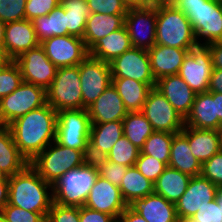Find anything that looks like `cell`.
<instances>
[{
    "instance_id": "obj_1",
    "label": "cell",
    "mask_w": 222,
    "mask_h": 222,
    "mask_svg": "<svg viewBox=\"0 0 222 222\" xmlns=\"http://www.w3.org/2000/svg\"><path fill=\"white\" fill-rule=\"evenodd\" d=\"M56 126L57 112L47 103L8 125L19 152L28 162L55 141Z\"/></svg>"
},
{
    "instance_id": "obj_2",
    "label": "cell",
    "mask_w": 222,
    "mask_h": 222,
    "mask_svg": "<svg viewBox=\"0 0 222 222\" xmlns=\"http://www.w3.org/2000/svg\"><path fill=\"white\" fill-rule=\"evenodd\" d=\"M8 204L41 213L45 218L53 204V185L28 164L8 179Z\"/></svg>"
},
{
    "instance_id": "obj_3",
    "label": "cell",
    "mask_w": 222,
    "mask_h": 222,
    "mask_svg": "<svg viewBox=\"0 0 222 222\" xmlns=\"http://www.w3.org/2000/svg\"><path fill=\"white\" fill-rule=\"evenodd\" d=\"M169 3L187 16L198 44L222 41V3L215 0H171Z\"/></svg>"
},
{
    "instance_id": "obj_4",
    "label": "cell",
    "mask_w": 222,
    "mask_h": 222,
    "mask_svg": "<svg viewBox=\"0 0 222 222\" xmlns=\"http://www.w3.org/2000/svg\"><path fill=\"white\" fill-rule=\"evenodd\" d=\"M156 20L155 44L181 49L198 44L187 16L170 3L156 2Z\"/></svg>"
},
{
    "instance_id": "obj_5",
    "label": "cell",
    "mask_w": 222,
    "mask_h": 222,
    "mask_svg": "<svg viewBox=\"0 0 222 222\" xmlns=\"http://www.w3.org/2000/svg\"><path fill=\"white\" fill-rule=\"evenodd\" d=\"M98 177L94 161L67 171L53 184V202L62 206H84Z\"/></svg>"
},
{
    "instance_id": "obj_6",
    "label": "cell",
    "mask_w": 222,
    "mask_h": 222,
    "mask_svg": "<svg viewBox=\"0 0 222 222\" xmlns=\"http://www.w3.org/2000/svg\"><path fill=\"white\" fill-rule=\"evenodd\" d=\"M87 161L88 156L83 151L53 141L29 164L46 182L53 185L67 171L82 166Z\"/></svg>"
},
{
    "instance_id": "obj_7",
    "label": "cell",
    "mask_w": 222,
    "mask_h": 222,
    "mask_svg": "<svg viewBox=\"0 0 222 222\" xmlns=\"http://www.w3.org/2000/svg\"><path fill=\"white\" fill-rule=\"evenodd\" d=\"M47 104L56 112L82 109V90L79 65L60 67L50 87L46 90Z\"/></svg>"
},
{
    "instance_id": "obj_8",
    "label": "cell",
    "mask_w": 222,
    "mask_h": 222,
    "mask_svg": "<svg viewBox=\"0 0 222 222\" xmlns=\"http://www.w3.org/2000/svg\"><path fill=\"white\" fill-rule=\"evenodd\" d=\"M90 127L87 109L58 111L55 141L60 145L81 150L88 156Z\"/></svg>"
},
{
    "instance_id": "obj_9",
    "label": "cell",
    "mask_w": 222,
    "mask_h": 222,
    "mask_svg": "<svg viewBox=\"0 0 222 222\" xmlns=\"http://www.w3.org/2000/svg\"><path fill=\"white\" fill-rule=\"evenodd\" d=\"M46 103L44 88L23 81L11 94L0 99V125L8 126L15 119Z\"/></svg>"
},
{
    "instance_id": "obj_10",
    "label": "cell",
    "mask_w": 222,
    "mask_h": 222,
    "mask_svg": "<svg viewBox=\"0 0 222 222\" xmlns=\"http://www.w3.org/2000/svg\"><path fill=\"white\" fill-rule=\"evenodd\" d=\"M156 22V2L128 7L124 26L133 47L149 50L155 45Z\"/></svg>"
},
{
    "instance_id": "obj_11",
    "label": "cell",
    "mask_w": 222,
    "mask_h": 222,
    "mask_svg": "<svg viewBox=\"0 0 222 222\" xmlns=\"http://www.w3.org/2000/svg\"><path fill=\"white\" fill-rule=\"evenodd\" d=\"M213 69L209 45L196 44L184 58L178 75L195 92H208Z\"/></svg>"
},
{
    "instance_id": "obj_12",
    "label": "cell",
    "mask_w": 222,
    "mask_h": 222,
    "mask_svg": "<svg viewBox=\"0 0 222 222\" xmlns=\"http://www.w3.org/2000/svg\"><path fill=\"white\" fill-rule=\"evenodd\" d=\"M82 109H87L112 84L110 64L87 56L79 64Z\"/></svg>"
},
{
    "instance_id": "obj_13",
    "label": "cell",
    "mask_w": 222,
    "mask_h": 222,
    "mask_svg": "<svg viewBox=\"0 0 222 222\" xmlns=\"http://www.w3.org/2000/svg\"><path fill=\"white\" fill-rule=\"evenodd\" d=\"M141 112L154 131L180 133L185 127V119L155 87L150 90Z\"/></svg>"
},
{
    "instance_id": "obj_14",
    "label": "cell",
    "mask_w": 222,
    "mask_h": 222,
    "mask_svg": "<svg viewBox=\"0 0 222 222\" xmlns=\"http://www.w3.org/2000/svg\"><path fill=\"white\" fill-rule=\"evenodd\" d=\"M14 62L18 65L24 82L32 83L45 90L50 87L58 70L46 56L41 45L22 53Z\"/></svg>"
},
{
    "instance_id": "obj_15",
    "label": "cell",
    "mask_w": 222,
    "mask_h": 222,
    "mask_svg": "<svg viewBox=\"0 0 222 222\" xmlns=\"http://www.w3.org/2000/svg\"><path fill=\"white\" fill-rule=\"evenodd\" d=\"M40 45L57 68L77 66L89 56L84 40L73 35L54 36L42 41Z\"/></svg>"
},
{
    "instance_id": "obj_16",
    "label": "cell",
    "mask_w": 222,
    "mask_h": 222,
    "mask_svg": "<svg viewBox=\"0 0 222 222\" xmlns=\"http://www.w3.org/2000/svg\"><path fill=\"white\" fill-rule=\"evenodd\" d=\"M109 64L112 78H130L147 85H156L148 50L132 47Z\"/></svg>"
},
{
    "instance_id": "obj_17",
    "label": "cell",
    "mask_w": 222,
    "mask_h": 222,
    "mask_svg": "<svg viewBox=\"0 0 222 222\" xmlns=\"http://www.w3.org/2000/svg\"><path fill=\"white\" fill-rule=\"evenodd\" d=\"M217 190L215 184L201 175L191 177L186 191L175 203L179 221L189 220L198 209L216 199Z\"/></svg>"
},
{
    "instance_id": "obj_18",
    "label": "cell",
    "mask_w": 222,
    "mask_h": 222,
    "mask_svg": "<svg viewBox=\"0 0 222 222\" xmlns=\"http://www.w3.org/2000/svg\"><path fill=\"white\" fill-rule=\"evenodd\" d=\"M84 206L114 216L116 219L128 207L122 198L119 186L113 185L99 175Z\"/></svg>"
},
{
    "instance_id": "obj_19",
    "label": "cell",
    "mask_w": 222,
    "mask_h": 222,
    "mask_svg": "<svg viewBox=\"0 0 222 222\" xmlns=\"http://www.w3.org/2000/svg\"><path fill=\"white\" fill-rule=\"evenodd\" d=\"M39 45L32 21L22 19L6 24L4 50L11 60Z\"/></svg>"
},
{
    "instance_id": "obj_20",
    "label": "cell",
    "mask_w": 222,
    "mask_h": 222,
    "mask_svg": "<svg viewBox=\"0 0 222 222\" xmlns=\"http://www.w3.org/2000/svg\"><path fill=\"white\" fill-rule=\"evenodd\" d=\"M155 88L169 101L185 119L190 113L196 93L178 75H169L156 81Z\"/></svg>"
},
{
    "instance_id": "obj_21",
    "label": "cell",
    "mask_w": 222,
    "mask_h": 222,
    "mask_svg": "<svg viewBox=\"0 0 222 222\" xmlns=\"http://www.w3.org/2000/svg\"><path fill=\"white\" fill-rule=\"evenodd\" d=\"M87 111L91 124L122 121L128 113L113 84L104 90L95 102L87 108Z\"/></svg>"
},
{
    "instance_id": "obj_22",
    "label": "cell",
    "mask_w": 222,
    "mask_h": 222,
    "mask_svg": "<svg viewBox=\"0 0 222 222\" xmlns=\"http://www.w3.org/2000/svg\"><path fill=\"white\" fill-rule=\"evenodd\" d=\"M123 133L122 121L91 124L89 135L88 160L105 157Z\"/></svg>"
},
{
    "instance_id": "obj_23",
    "label": "cell",
    "mask_w": 222,
    "mask_h": 222,
    "mask_svg": "<svg viewBox=\"0 0 222 222\" xmlns=\"http://www.w3.org/2000/svg\"><path fill=\"white\" fill-rule=\"evenodd\" d=\"M128 207L148 222H179L175 204L156 193L135 199Z\"/></svg>"
},
{
    "instance_id": "obj_24",
    "label": "cell",
    "mask_w": 222,
    "mask_h": 222,
    "mask_svg": "<svg viewBox=\"0 0 222 222\" xmlns=\"http://www.w3.org/2000/svg\"><path fill=\"white\" fill-rule=\"evenodd\" d=\"M190 49H181L155 44L148 50L150 66L155 80L179 73L184 58Z\"/></svg>"
},
{
    "instance_id": "obj_25",
    "label": "cell",
    "mask_w": 222,
    "mask_h": 222,
    "mask_svg": "<svg viewBox=\"0 0 222 222\" xmlns=\"http://www.w3.org/2000/svg\"><path fill=\"white\" fill-rule=\"evenodd\" d=\"M220 124L216 117L213 92L196 93L190 113L185 118V126L217 130Z\"/></svg>"
},
{
    "instance_id": "obj_26",
    "label": "cell",
    "mask_w": 222,
    "mask_h": 222,
    "mask_svg": "<svg viewBox=\"0 0 222 222\" xmlns=\"http://www.w3.org/2000/svg\"><path fill=\"white\" fill-rule=\"evenodd\" d=\"M181 132L188 138L192 154L201 163L209 160L221 150L218 131L215 129H197L185 126Z\"/></svg>"
},
{
    "instance_id": "obj_27",
    "label": "cell",
    "mask_w": 222,
    "mask_h": 222,
    "mask_svg": "<svg viewBox=\"0 0 222 222\" xmlns=\"http://www.w3.org/2000/svg\"><path fill=\"white\" fill-rule=\"evenodd\" d=\"M132 47L127 29L123 26L119 30L97 41L89 49V55L106 63H110Z\"/></svg>"
},
{
    "instance_id": "obj_28",
    "label": "cell",
    "mask_w": 222,
    "mask_h": 222,
    "mask_svg": "<svg viewBox=\"0 0 222 222\" xmlns=\"http://www.w3.org/2000/svg\"><path fill=\"white\" fill-rule=\"evenodd\" d=\"M168 166L191 177L201 174L202 163L192 154L188 138L182 132L173 136Z\"/></svg>"
},
{
    "instance_id": "obj_29",
    "label": "cell",
    "mask_w": 222,
    "mask_h": 222,
    "mask_svg": "<svg viewBox=\"0 0 222 222\" xmlns=\"http://www.w3.org/2000/svg\"><path fill=\"white\" fill-rule=\"evenodd\" d=\"M126 15L93 13L87 18L83 40L89 50L97 41L124 26Z\"/></svg>"
},
{
    "instance_id": "obj_30",
    "label": "cell",
    "mask_w": 222,
    "mask_h": 222,
    "mask_svg": "<svg viewBox=\"0 0 222 222\" xmlns=\"http://www.w3.org/2000/svg\"><path fill=\"white\" fill-rule=\"evenodd\" d=\"M28 164V160L19 152L10 128L0 125V169L10 177Z\"/></svg>"
},
{
    "instance_id": "obj_31",
    "label": "cell",
    "mask_w": 222,
    "mask_h": 222,
    "mask_svg": "<svg viewBox=\"0 0 222 222\" xmlns=\"http://www.w3.org/2000/svg\"><path fill=\"white\" fill-rule=\"evenodd\" d=\"M112 84L128 112L141 111L150 90L155 87L130 78H112Z\"/></svg>"
},
{
    "instance_id": "obj_32",
    "label": "cell",
    "mask_w": 222,
    "mask_h": 222,
    "mask_svg": "<svg viewBox=\"0 0 222 222\" xmlns=\"http://www.w3.org/2000/svg\"><path fill=\"white\" fill-rule=\"evenodd\" d=\"M191 176L167 166L154 183V193L176 203L187 189Z\"/></svg>"
},
{
    "instance_id": "obj_33",
    "label": "cell",
    "mask_w": 222,
    "mask_h": 222,
    "mask_svg": "<svg viewBox=\"0 0 222 222\" xmlns=\"http://www.w3.org/2000/svg\"><path fill=\"white\" fill-rule=\"evenodd\" d=\"M119 188L127 206L135 199L154 193V183L140 173L135 166L128 167Z\"/></svg>"
},
{
    "instance_id": "obj_34",
    "label": "cell",
    "mask_w": 222,
    "mask_h": 222,
    "mask_svg": "<svg viewBox=\"0 0 222 222\" xmlns=\"http://www.w3.org/2000/svg\"><path fill=\"white\" fill-rule=\"evenodd\" d=\"M37 39L42 41L54 37L70 35L67 32L65 10L59 4L49 14L35 18L33 21Z\"/></svg>"
},
{
    "instance_id": "obj_35",
    "label": "cell",
    "mask_w": 222,
    "mask_h": 222,
    "mask_svg": "<svg viewBox=\"0 0 222 222\" xmlns=\"http://www.w3.org/2000/svg\"><path fill=\"white\" fill-rule=\"evenodd\" d=\"M60 4L65 10L67 32L83 38L86 21L91 14L86 0H60Z\"/></svg>"
},
{
    "instance_id": "obj_36",
    "label": "cell",
    "mask_w": 222,
    "mask_h": 222,
    "mask_svg": "<svg viewBox=\"0 0 222 222\" xmlns=\"http://www.w3.org/2000/svg\"><path fill=\"white\" fill-rule=\"evenodd\" d=\"M122 123L124 136L139 149L154 132L151 123L141 111L128 112Z\"/></svg>"
},
{
    "instance_id": "obj_37",
    "label": "cell",
    "mask_w": 222,
    "mask_h": 222,
    "mask_svg": "<svg viewBox=\"0 0 222 222\" xmlns=\"http://www.w3.org/2000/svg\"><path fill=\"white\" fill-rule=\"evenodd\" d=\"M175 134L177 133L154 131L145 141L140 153L153 156L168 166L171 144Z\"/></svg>"
},
{
    "instance_id": "obj_38",
    "label": "cell",
    "mask_w": 222,
    "mask_h": 222,
    "mask_svg": "<svg viewBox=\"0 0 222 222\" xmlns=\"http://www.w3.org/2000/svg\"><path fill=\"white\" fill-rule=\"evenodd\" d=\"M139 154L140 149L123 135L113 145L111 151L105 156V158L111 162L131 167L135 166Z\"/></svg>"
},
{
    "instance_id": "obj_39",
    "label": "cell",
    "mask_w": 222,
    "mask_h": 222,
    "mask_svg": "<svg viewBox=\"0 0 222 222\" xmlns=\"http://www.w3.org/2000/svg\"><path fill=\"white\" fill-rule=\"evenodd\" d=\"M22 82L21 71L12 60L0 70V99L11 94Z\"/></svg>"
},
{
    "instance_id": "obj_40",
    "label": "cell",
    "mask_w": 222,
    "mask_h": 222,
    "mask_svg": "<svg viewBox=\"0 0 222 222\" xmlns=\"http://www.w3.org/2000/svg\"><path fill=\"white\" fill-rule=\"evenodd\" d=\"M94 162L100 177L108 180L113 185L120 186L122 178L128 169L127 166L111 162L105 157L98 158Z\"/></svg>"
},
{
    "instance_id": "obj_41",
    "label": "cell",
    "mask_w": 222,
    "mask_h": 222,
    "mask_svg": "<svg viewBox=\"0 0 222 222\" xmlns=\"http://www.w3.org/2000/svg\"><path fill=\"white\" fill-rule=\"evenodd\" d=\"M91 14L126 15L130 6L125 0H86Z\"/></svg>"
},
{
    "instance_id": "obj_42",
    "label": "cell",
    "mask_w": 222,
    "mask_h": 222,
    "mask_svg": "<svg viewBox=\"0 0 222 222\" xmlns=\"http://www.w3.org/2000/svg\"><path fill=\"white\" fill-rule=\"evenodd\" d=\"M135 167L148 180L155 183L167 165L164 162L154 158L153 156L140 153L138 159L136 160Z\"/></svg>"
},
{
    "instance_id": "obj_43",
    "label": "cell",
    "mask_w": 222,
    "mask_h": 222,
    "mask_svg": "<svg viewBox=\"0 0 222 222\" xmlns=\"http://www.w3.org/2000/svg\"><path fill=\"white\" fill-rule=\"evenodd\" d=\"M0 214L5 222H46V218L41 213L24 210L8 203Z\"/></svg>"
},
{
    "instance_id": "obj_44",
    "label": "cell",
    "mask_w": 222,
    "mask_h": 222,
    "mask_svg": "<svg viewBox=\"0 0 222 222\" xmlns=\"http://www.w3.org/2000/svg\"><path fill=\"white\" fill-rule=\"evenodd\" d=\"M27 0H0V20L7 23L25 19Z\"/></svg>"
},
{
    "instance_id": "obj_45",
    "label": "cell",
    "mask_w": 222,
    "mask_h": 222,
    "mask_svg": "<svg viewBox=\"0 0 222 222\" xmlns=\"http://www.w3.org/2000/svg\"><path fill=\"white\" fill-rule=\"evenodd\" d=\"M200 175L217 187L222 185V150L202 163Z\"/></svg>"
},
{
    "instance_id": "obj_46",
    "label": "cell",
    "mask_w": 222,
    "mask_h": 222,
    "mask_svg": "<svg viewBox=\"0 0 222 222\" xmlns=\"http://www.w3.org/2000/svg\"><path fill=\"white\" fill-rule=\"evenodd\" d=\"M46 222H80L78 206H62L53 202Z\"/></svg>"
},
{
    "instance_id": "obj_47",
    "label": "cell",
    "mask_w": 222,
    "mask_h": 222,
    "mask_svg": "<svg viewBox=\"0 0 222 222\" xmlns=\"http://www.w3.org/2000/svg\"><path fill=\"white\" fill-rule=\"evenodd\" d=\"M59 4L60 0H27L25 19L33 21L37 17L47 15Z\"/></svg>"
},
{
    "instance_id": "obj_48",
    "label": "cell",
    "mask_w": 222,
    "mask_h": 222,
    "mask_svg": "<svg viewBox=\"0 0 222 222\" xmlns=\"http://www.w3.org/2000/svg\"><path fill=\"white\" fill-rule=\"evenodd\" d=\"M193 222H222V206L217 198L203 206L190 218Z\"/></svg>"
},
{
    "instance_id": "obj_49",
    "label": "cell",
    "mask_w": 222,
    "mask_h": 222,
    "mask_svg": "<svg viewBox=\"0 0 222 222\" xmlns=\"http://www.w3.org/2000/svg\"><path fill=\"white\" fill-rule=\"evenodd\" d=\"M80 222H117L114 216L89 209L85 206L79 207Z\"/></svg>"
},
{
    "instance_id": "obj_50",
    "label": "cell",
    "mask_w": 222,
    "mask_h": 222,
    "mask_svg": "<svg viewBox=\"0 0 222 222\" xmlns=\"http://www.w3.org/2000/svg\"><path fill=\"white\" fill-rule=\"evenodd\" d=\"M209 49L213 68L222 69V41L210 43Z\"/></svg>"
},
{
    "instance_id": "obj_51",
    "label": "cell",
    "mask_w": 222,
    "mask_h": 222,
    "mask_svg": "<svg viewBox=\"0 0 222 222\" xmlns=\"http://www.w3.org/2000/svg\"><path fill=\"white\" fill-rule=\"evenodd\" d=\"M208 92H217L222 94V69H212Z\"/></svg>"
},
{
    "instance_id": "obj_52",
    "label": "cell",
    "mask_w": 222,
    "mask_h": 222,
    "mask_svg": "<svg viewBox=\"0 0 222 222\" xmlns=\"http://www.w3.org/2000/svg\"><path fill=\"white\" fill-rule=\"evenodd\" d=\"M117 222H148L142 216L127 207L118 217Z\"/></svg>"
},
{
    "instance_id": "obj_53",
    "label": "cell",
    "mask_w": 222,
    "mask_h": 222,
    "mask_svg": "<svg viewBox=\"0 0 222 222\" xmlns=\"http://www.w3.org/2000/svg\"><path fill=\"white\" fill-rule=\"evenodd\" d=\"M9 183L8 179L0 180V213L4 206L8 203Z\"/></svg>"
},
{
    "instance_id": "obj_54",
    "label": "cell",
    "mask_w": 222,
    "mask_h": 222,
    "mask_svg": "<svg viewBox=\"0 0 222 222\" xmlns=\"http://www.w3.org/2000/svg\"><path fill=\"white\" fill-rule=\"evenodd\" d=\"M213 101H215L216 117L222 123V94L213 92Z\"/></svg>"
},
{
    "instance_id": "obj_55",
    "label": "cell",
    "mask_w": 222,
    "mask_h": 222,
    "mask_svg": "<svg viewBox=\"0 0 222 222\" xmlns=\"http://www.w3.org/2000/svg\"><path fill=\"white\" fill-rule=\"evenodd\" d=\"M12 60L7 56L4 49H0V70L4 68Z\"/></svg>"
},
{
    "instance_id": "obj_56",
    "label": "cell",
    "mask_w": 222,
    "mask_h": 222,
    "mask_svg": "<svg viewBox=\"0 0 222 222\" xmlns=\"http://www.w3.org/2000/svg\"><path fill=\"white\" fill-rule=\"evenodd\" d=\"M130 6L148 5L155 2V0H125Z\"/></svg>"
},
{
    "instance_id": "obj_57",
    "label": "cell",
    "mask_w": 222,
    "mask_h": 222,
    "mask_svg": "<svg viewBox=\"0 0 222 222\" xmlns=\"http://www.w3.org/2000/svg\"><path fill=\"white\" fill-rule=\"evenodd\" d=\"M6 23L0 20V49H4Z\"/></svg>"
},
{
    "instance_id": "obj_58",
    "label": "cell",
    "mask_w": 222,
    "mask_h": 222,
    "mask_svg": "<svg viewBox=\"0 0 222 222\" xmlns=\"http://www.w3.org/2000/svg\"><path fill=\"white\" fill-rule=\"evenodd\" d=\"M219 206H222V185L218 187L217 196Z\"/></svg>"
},
{
    "instance_id": "obj_59",
    "label": "cell",
    "mask_w": 222,
    "mask_h": 222,
    "mask_svg": "<svg viewBox=\"0 0 222 222\" xmlns=\"http://www.w3.org/2000/svg\"><path fill=\"white\" fill-rule=\"evenodd\" d=\"M217 131L219 135L220 149L222 150V123L218 127Z\"/></svg>"
},
{
    "instance_id": "obj_60",
    "label": "cell",
    "mask_w": 222,
    "mask_h": 222,
    "mask_svg": "<svg viewBox=\"0 0 222 222\" xmlns=\"http://www.w3.org/2000/svg\"><path fill=\"white\" fill-rule=\"evenodd\" d=\"M2 179H9V177H7L5 173L0 169V180Z\"/></svg>"
},
{
    "instance_id": "obj_61",
    "label": "cell",
    "mask_w": 222,
    "mask_h": 222,
    "mask_svg": "<svg viewBox=\"0 0 222 222\" xmlns=\"http://www.w3.org/2000/svg\"><path fill=\"white\" fill-rule=\"evenodd\" d=\"M171 0H155V2L169 3Z\"/></svg>"
},
{
    "instance_id": "obj_62",
    "label": "cell",
    "mask_w": 222,
    "mask_h": 222,
    "mask_svg": "<svg viewBox=\"0 0 222 222\" xmlns=\"http://www.w3.org/2000/svg\"><path fill=\"white\" fill-rule=\"evenodd\" d=\"M0 222H5L4 218L0 214Z\"/></svg>"
},
{
    "instance_id": "obj_63",
    "label": "cell",
    "mask_w": 222,
    "mask_h": 222,
    "mask_svg": "<svg viewBox=\"0 0 222 222\" xmlns=\"http://www.w3.org/2000/svg\"><path fill=\"white\" fill-rule=\"evenodd\" d=\"M179 222H193V221H191V220L189 219V220H181V221H179Z\"/></svg>"
},
{
    "instance_id": "obj_64",
    "label": "cell",
    "mask_w": 222,
    "mask_h": 222,
    "mask_svg": "<svg viewBox=\"0 0 222 222\" xmlns=\"http://www.w3.org/2000/svg\"><path fill=\"white\" fill-rule=\"evenodd\" d=\"M215 1H217L218 3H222V0H215Z\"/></svg>"
}]
</instances>
